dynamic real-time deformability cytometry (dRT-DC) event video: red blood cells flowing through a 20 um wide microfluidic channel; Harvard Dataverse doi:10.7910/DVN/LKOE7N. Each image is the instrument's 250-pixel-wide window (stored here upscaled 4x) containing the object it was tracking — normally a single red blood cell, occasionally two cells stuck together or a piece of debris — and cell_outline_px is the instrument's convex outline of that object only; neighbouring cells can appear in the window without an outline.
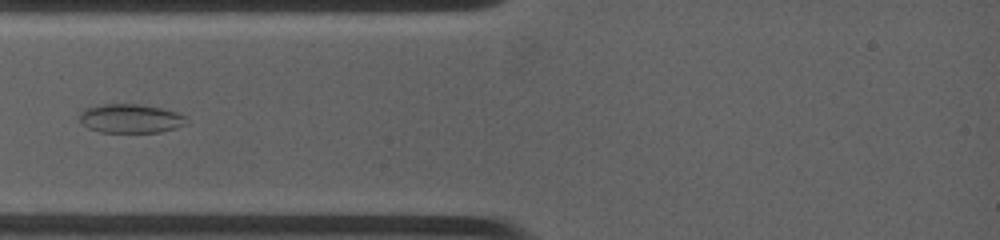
{"species": "common noctule bat (a hibernating species)", "species_latin": "Nyctalus noctula", "temperature_condition": "warm", "stored_images_in_passage": 2, "camera_frame_rate_fps": 4500, "um_per_image_px": 0.085, "animal": {"sex": "female", "body_mass_g": 19.0, "forearm_length_mm": 53.3}, "frame": {"image": 1, "passage_image": 2, "time_ms": 1.111, "image_size_px": [1000, 240], "cell_outline_px": [[184, 124], [176, 128], [160, 132], [100, 132], [88, 128], [80, 124], [80, 112], [84, 108], [104, 104], [136, 104], [160, 108], [176, 112], [184, 116]], "centroid_in_image_um": [11.02, 10.08], "position_along_channel_um": 74.0, "area_um2": 17.86}}